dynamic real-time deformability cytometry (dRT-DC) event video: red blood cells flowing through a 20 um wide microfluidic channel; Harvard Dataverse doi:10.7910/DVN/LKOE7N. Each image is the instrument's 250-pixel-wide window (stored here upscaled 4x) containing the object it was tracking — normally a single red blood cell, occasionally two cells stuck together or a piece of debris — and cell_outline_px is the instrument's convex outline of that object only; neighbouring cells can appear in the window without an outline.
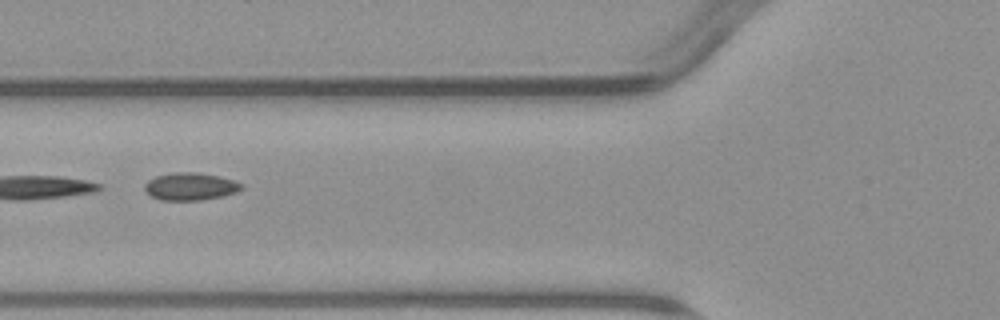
{"species": "common noctule bat (a hibernating species)", "species_latin": "Nyctalus noctula", "temperature_condition": "warm", "stored_images_in_passage": 4, "camera_frame_rate_fps": 3000, "um_per_image_px": 0.085, "animal": {"sex": "male", "body_mass_g": 23.1, "forearm_length_mm": 52.7}, "frame": {"image": 1, "passage_image": 2, "time_ms": 1.333, "image_size_px": [1000, 320], "cell_outline_px": [[244, 188], [236, 192], [224, 196], [200, 200], [160, 200], [152, 196], [144, 188], [144, 184], [148, 180], [156, 176], [172, 172], [196, 172], [220, 176], [244, 184]], "centroid_in_image_um": [16.2, 15.84], "position_along_channel_um": 109.6, "area_um2": 15.61}}
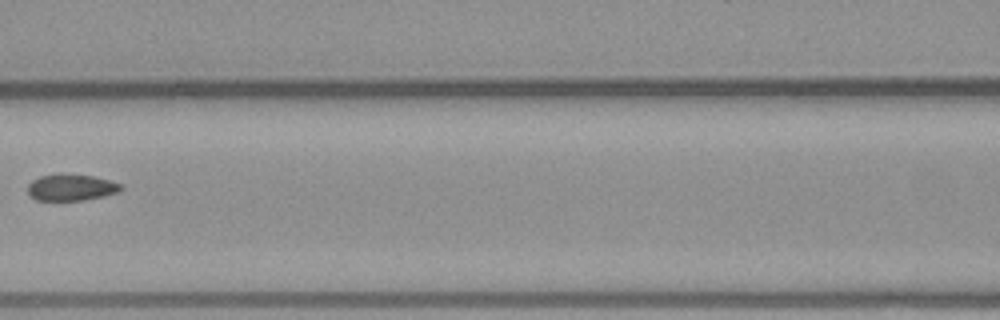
{"frame": {"image": 2, "passage_image": 3, "time_ms": 2.667, "image_size_px": [1000, 320], "cell_outline_px": [[124, 188], [116, 192], [104, 196], [84, 200], [36, 200], [28, 192], [28, 184], [32, 180], [40, 176], [92, 176], [124, 184]], "centroid_in_image_um": [6.08, 15.96], "position_along_channel_um": 160.5, "area_um2": 13.81}}
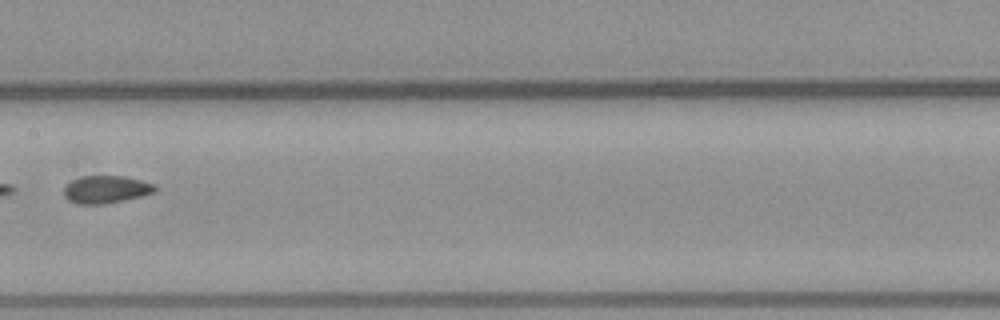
{"frame": {"image": 3, "passage_image": 4, "time_ms": 3.667, "image_size_px": [1000, 320], "cell_outline_px": [[160, 188], [156, 192], [140, 196], [104, 204], [76, 204], [68, 200], [64, 196], [64, 188], [72, 180], [80, 176], [124, 176], [156, 184]], "centroid_in_image_um": [9.04, 16.1], "position_along_channel_um": 198.4, "area_um2": 14.74}}